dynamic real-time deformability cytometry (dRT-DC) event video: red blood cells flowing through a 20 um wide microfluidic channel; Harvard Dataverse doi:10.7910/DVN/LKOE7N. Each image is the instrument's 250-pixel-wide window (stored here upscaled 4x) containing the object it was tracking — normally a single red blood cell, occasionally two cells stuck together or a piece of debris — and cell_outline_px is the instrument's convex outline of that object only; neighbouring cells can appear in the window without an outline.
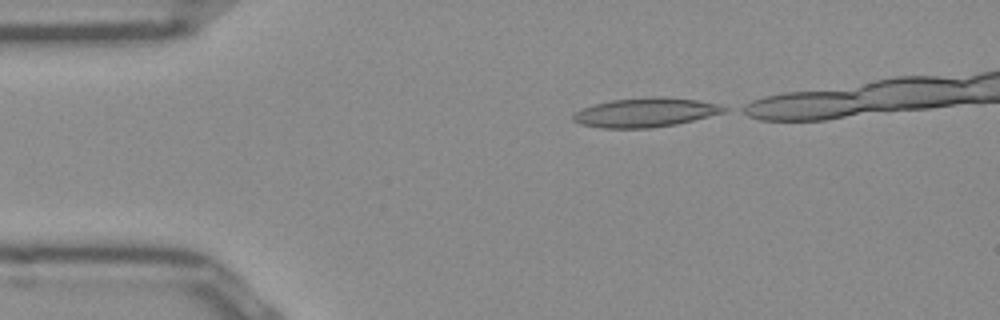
{"species": "Egyptian fruit bat (a non-hibernating species)", "species_latin": "Rousettus aegyptiacus", "temperature_condition": "room temperature", "stored_images_in_passage": 33, "camera_frame_rate_fps": 3000, "um_per_image_px": 0.085, "frame": {"image": 1, "passage_image": 1, "time_ms": 0.0, "image_size_px": [1000, 320], "cell_outline_px": [[728, 112], [676, 124], [652, 128], [600, 128], [580, 124], [572, 120], [572, 116], [576, 112], [584, 108], [596, 104], [612, 100], [696, 100], [720, 104], [728, 108]], "centroid_in_image_um": [54.87, 9.63], "position_along_channel_um": 30.1, "area_um2": 24.39}}
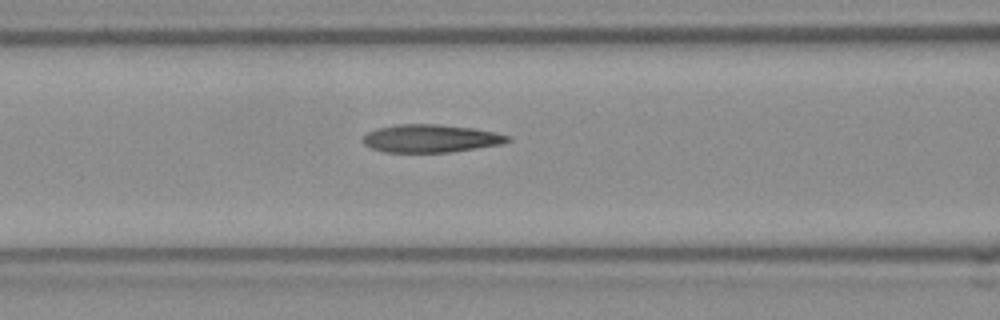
{"frame": {"image": 2, "passage_image": 12, "time_ms": 3.667, "image_size_px": [1000, 320], "cell_outline_px": [[512, 140], [500, 144], [452, 152], [384, 152], [372, 148], [364, 144], [364, 136], [368, 132], [380, 128], [400, 124], [440, 124], [472, 128], [496, 132], [512, 136]], "centroid_in_image_um": [36.67, 11.77], "position_along_channel_um": 129.9, "area_um2": 23.41}}
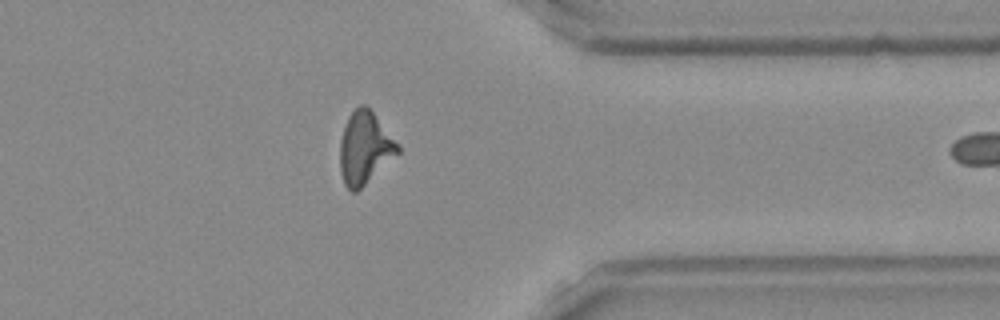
{"frame": {"image": 3, "passage_image": 32, "time_ms": 10.333, "image_size_px": [1000, 320], "cell_outline_px": [[400, 152], [356, 192], [352, 192], [344, 184], [340, 172], [340, 140], [348, 116], [360, 104], [364, 104], [372, 112], [400, 148]], "centroid_in_image_um": [30.97, 12.6], "position_along_channel_um": 380.4, "area_um2": 23.76}}